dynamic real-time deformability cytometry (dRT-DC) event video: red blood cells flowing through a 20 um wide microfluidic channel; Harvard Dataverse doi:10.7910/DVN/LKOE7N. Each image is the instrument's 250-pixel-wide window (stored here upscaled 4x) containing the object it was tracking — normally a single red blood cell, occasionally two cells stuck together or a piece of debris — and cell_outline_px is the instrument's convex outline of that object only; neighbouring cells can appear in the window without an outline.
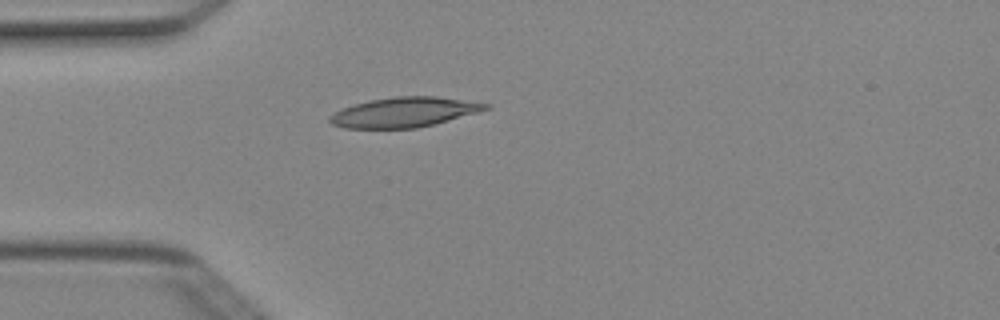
{"species": "Egyptian fruit bat (a non-hibernating species)", "species_latin": "Rousettus aegyptiacus", "temperature_condition": "cold", "stored_images_in_passage": 3, "camera_frame_rate_fps": 3000, "um_per_image_px": 0.085, "animal": {"sex": "female"}, "frame": {"image": 1, "passage_image": 3, "time_ms": 0.667, "image_size_px": [1000, 320], "cell_outline_px": [[492, 108], [480, 112], [416, 128], [344, 128], [332, 124], [328, 120], [328, 116], [344, 108], [356, 104], [372, 100], [396, 96], [436, 96], [492, 104]], "centroid_in_image_um": [34.4, 9.53], "position_along_channel_um": 50.6, "area_um2": 26.93}}